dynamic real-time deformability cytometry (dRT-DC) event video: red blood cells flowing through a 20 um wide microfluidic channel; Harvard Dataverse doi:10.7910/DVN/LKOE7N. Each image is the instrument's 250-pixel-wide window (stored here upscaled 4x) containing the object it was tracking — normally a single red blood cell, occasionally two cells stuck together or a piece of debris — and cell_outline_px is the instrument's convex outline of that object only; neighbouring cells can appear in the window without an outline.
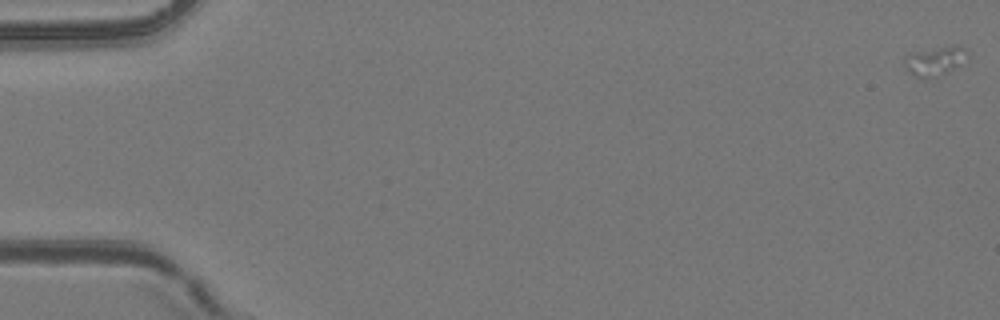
{"species": "common noctule bat (a hibernating species)", "species_latin": "Nyctalus noctula", "temperature_condition": "room temperature", "stored_images_in_passage": 4, "camera_frame_rate_fps": 3000, "um_per_image_px": 0.085, "animal": {"sex": "female", "body_mass_g": 24.6, "forearm_length_mm": 56.2}, "frame": {"image": 1, "passage_image": 1, "time_ms": 0.0, "image_size_px": [1000, 320], "cell_outline_px": [[968, 60], [928, 80], [912, 76], [904, 68], [904, 56], [912, 52], [956, 44], [964, 48], [968, 52]], "centroid_in_image_um": [79.43, 5.18], "position_along_channel_um": 5.6, "area_um2": 10.92}}